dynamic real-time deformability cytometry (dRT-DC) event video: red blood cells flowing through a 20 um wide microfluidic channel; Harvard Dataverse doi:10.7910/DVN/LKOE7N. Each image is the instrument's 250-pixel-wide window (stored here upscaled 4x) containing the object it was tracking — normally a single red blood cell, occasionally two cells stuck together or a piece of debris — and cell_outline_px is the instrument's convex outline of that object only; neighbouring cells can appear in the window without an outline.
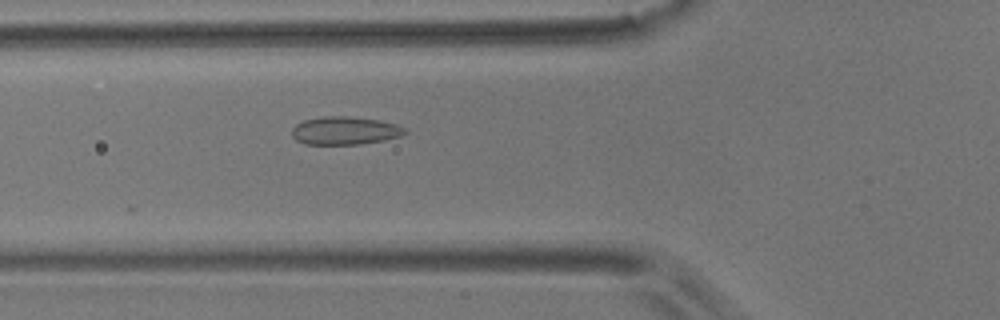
{"species": "common noctule bat (a hibernating species)", "species_latin": "Nyctalus noctula", "temperature_condition": "room temperature", "stored_images_in_passage": 3, "camera_frame_rate_fps": 3000, "um_per_image_px": 0.085, "animal": {"sex": "male", "body_mass_g": 17.9}, "frame": {"image": 1, "passage_image": 3, "time_ms": 0.667, "image_size_px": [1000, 320], "cell_outline_px": [[408, 132], [400, 136], [384, 140], [360, 144], [304, 144], [296, 140], [292, 136], [292, 128], [296, 124], [304, 120], [324, 116], [348, 116], [380, 120], [396, 124], [408, 128]], "centroid_in_image_um": [29.34, 11.1], "position_along_channel_um": 96.5, "area_um2": 18.61}}